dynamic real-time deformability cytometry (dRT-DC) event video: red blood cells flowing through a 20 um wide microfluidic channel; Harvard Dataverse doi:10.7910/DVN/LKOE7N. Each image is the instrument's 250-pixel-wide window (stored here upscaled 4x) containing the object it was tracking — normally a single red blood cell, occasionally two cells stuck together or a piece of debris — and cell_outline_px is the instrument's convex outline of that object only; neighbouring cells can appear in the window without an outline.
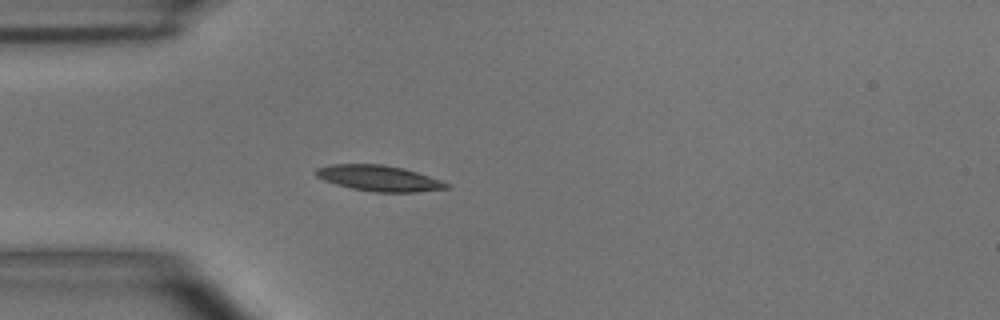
{"species": "common noctule bat (a hibernating species)", "species_latin": "Nyctalus noctula", "temperature_condition": "room temperature", "stored_images_in_passage": 34, "camera_frame_rate_fps": 3000, "um_per_image_px": 0.085, "animal": {"sex": "male", "body_mass_g": 15.6}, "frame": {"image": 1, "passage_image": 1, "time_ms": 0.0, "image_size_px": [1000, 320], "cell_outline_px": [[452, 188], [416, 192], [376, 192], [352, 188], [336, 184], [324, 180], [316, 176], [312, 172], [316, 168], [328, 164], [384, 164], [404, 168], [452, 184]], "centroid_in_image_um": [32.21, 15.14], "position_along_channel_um": 52.8, "area_um2": 19.77}}
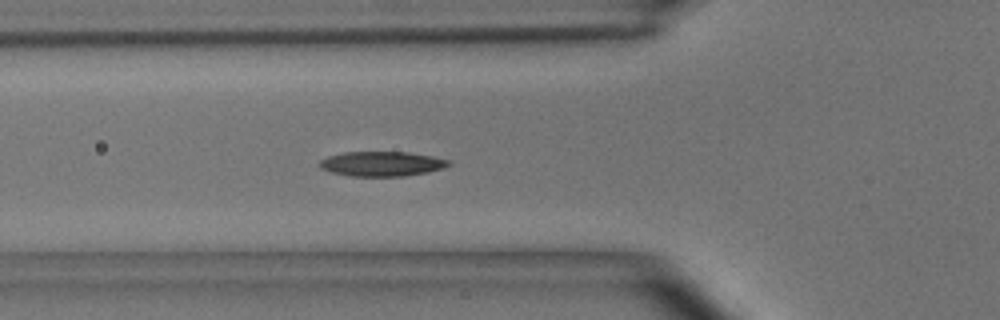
{"frame": {"image": 2, "passage_image": 5, "time_ms": 1.333, "image_size_px": [1000, 320], "cell_outline_px": [[452, 164], [444, 168], [428, 172], [404, 176], [352, 176], [332, 172], [320, 168], [316, 164], [320, 160], [328, 156], [344, 152], [408, 152], [432, 156], [448, 160]], "centroid_in_image_um": [32.44, 13.92], "position_along_channel_um": 93.4, "area_um2": 18.67}}
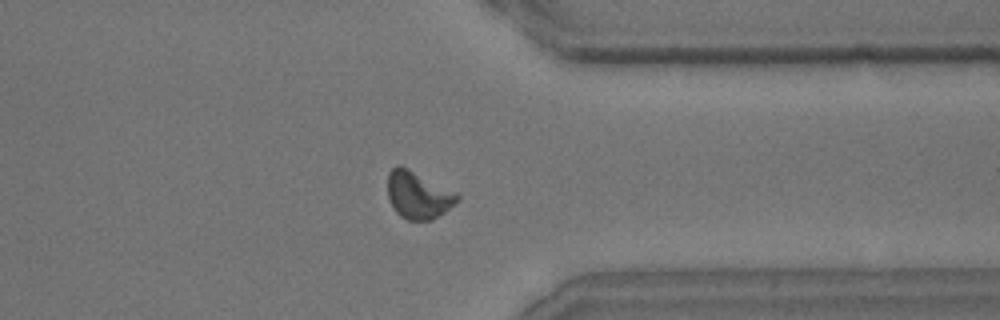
{"frame": {"image": 3, "passage_image": 29, "time_ms": 9.333, "image_size_px": [1000, 320], "cell_outline_px": [[460, 200], [444, 212], [432, 220], [408, 220], [400, 216], [396, 212], [388, 196], [388, 172], [396, 164], [400, 164], [456, 192], [460, 196]], "centroid_in_image_um": [35.54, 16.57], "position_along_channel_um": 375.9, "area_um2": 19.19}, "authors_computed_cell_mechanics": {"area_um2": 18.6694, "velocity_mm_per_s": 3.5868, "shape_relaxation_time_tau1_ms": 3.1173, "shape_relaxation_time_tau2_ms": 10.9648, "deformation_change_tau1": 0.1198, "deformation_change_tau2": 0.15}}